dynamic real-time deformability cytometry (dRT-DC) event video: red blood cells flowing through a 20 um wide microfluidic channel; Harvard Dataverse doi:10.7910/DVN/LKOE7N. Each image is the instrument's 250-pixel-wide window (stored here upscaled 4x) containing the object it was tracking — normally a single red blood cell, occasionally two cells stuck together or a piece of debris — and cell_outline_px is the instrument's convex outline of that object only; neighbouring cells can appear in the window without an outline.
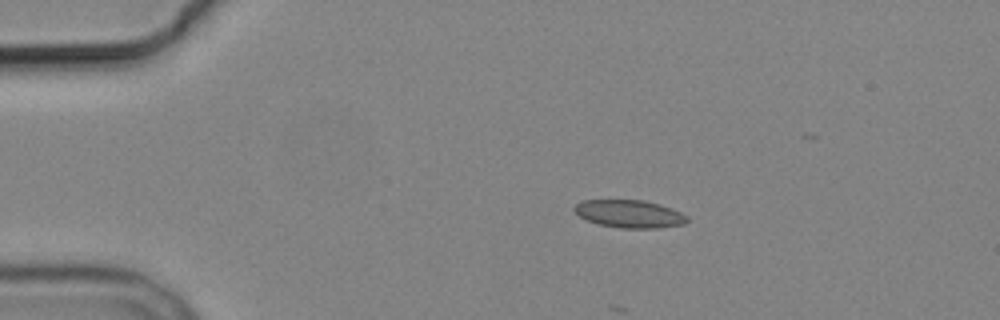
{"species": "common noctule bat (a hibernating species)", "species_latin": "Nyctalus noctula", "temperature_condition": "cold", "stored_images_in_passage": 6, "camera_frame_rate_fps": 3000, "um_per_image_px": 0.085, "animal": {"sex": "male", "body_mass_g": 19.2, "forearm_length_mm": 51.8}, "frame": {"image": 1, "passage_image": 3, "time_ms": 2.667, "image_size_px": [1000, 320], "cell_outline_px": [[688, 220], [684, 224], [660, 228], [620, 228], [600, 224], [588, 220], [580, 216], [572, 208], [576, 204], [584, 200], [644, 200], [660, 204], [672, 208], [688, 216]], "centroid_in_image_um": [53.54, 18.17], "position_along_channel_um": 31.5, "area_um2": 18.21}}